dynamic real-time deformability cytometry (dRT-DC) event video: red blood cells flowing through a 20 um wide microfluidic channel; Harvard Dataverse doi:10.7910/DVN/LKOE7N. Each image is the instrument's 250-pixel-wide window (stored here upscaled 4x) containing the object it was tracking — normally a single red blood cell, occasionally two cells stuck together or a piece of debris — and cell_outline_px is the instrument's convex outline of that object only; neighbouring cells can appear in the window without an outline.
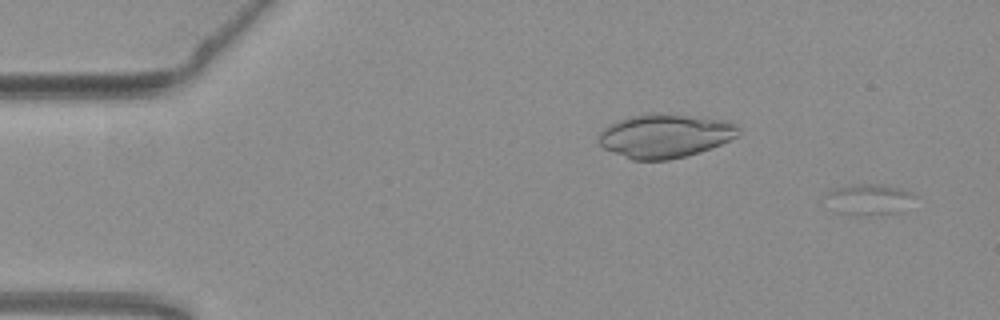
{"species": "common noctule bat (a hibernating species)", "species_latin": "Nyctalus noctula", "temperature_condition": "warm", "stored_images_in_passage": 53, "camera_frame_rate_fps": 3000, "um_per_image_px": 0.085, "animal": {"sex": "female", "body_mass_g": 19.3, "forearm_length_mm": 54.1}, "frame": {"image": 1, "passage_image": 2, "time_ms": 0.333, "image_size_px": [1000, 320], "cell_outline_px": [[916, 196], [896, 212], [868, 216], [836, 212], [824, 196], [824, 192], [828, 188], [852, 184], [880, 184], [900, 188], [912, 192]], "centroid_in_image_um": [73.75, 16.91], "position_along_channel_um": 11.3, "area_um2": 16.01}}
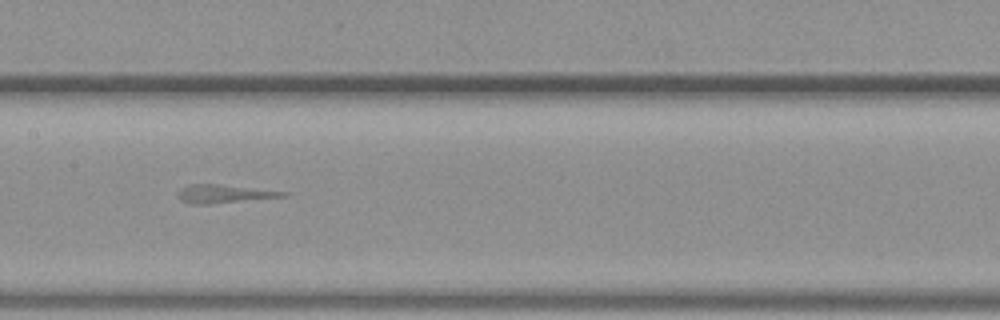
{"frame": {"image": 2, "passage_image": 26, "time_ms": 8.333, "image_size_px": [1000, 320], "cell_outline_px": [[288, 196], [208, 204], [192, 204], [180, 200], [176, 196], [180, 188], [188, 184], [216, 184], [288, 192]], "centroid_in_image_um": [18.97, 16.47], "position_along_channel_um": 188.4, "area_um2": 11.1}}
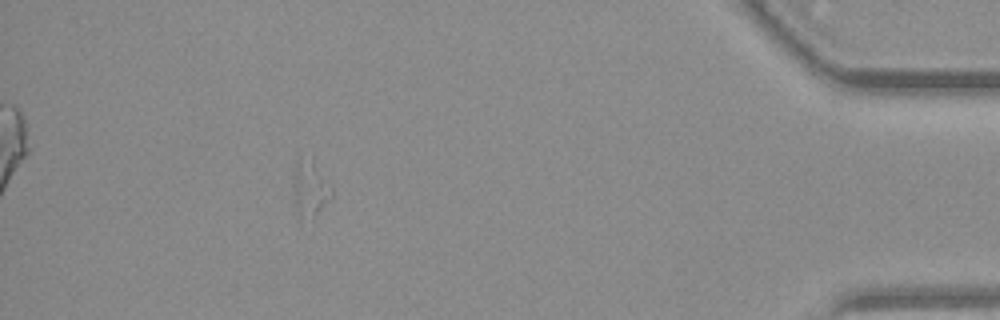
{"frame": {"image": 3, "passage_image": 48, "time_ms": 15.667, "image_size_px": [1000, 320], "cell_outline_px": [[332, 196], [316, 212], [300, 224], [296, 200], [296, 168], [300, 156], [312, 156], [332, 188]], "centroid_in_image_um": [26.4, 15.97], "position_along_channel_um": 408.8, "area_um2": 11.85}}